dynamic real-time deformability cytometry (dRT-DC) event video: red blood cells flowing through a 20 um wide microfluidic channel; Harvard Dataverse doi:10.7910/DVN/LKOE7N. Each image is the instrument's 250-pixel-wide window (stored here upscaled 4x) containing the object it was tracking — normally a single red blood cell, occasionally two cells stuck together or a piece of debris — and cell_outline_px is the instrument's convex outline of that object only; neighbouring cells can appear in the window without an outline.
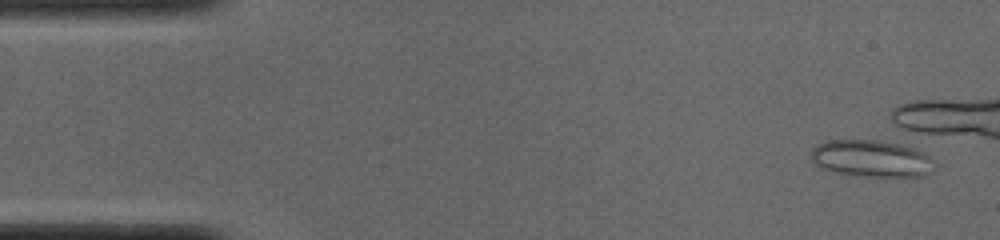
{"species": "common noctule bat (a hibernating species)", "species_latin": "Nyctalus noctula", "temperature_condition": "cold", "stored_images_in_passage": 2, "camera_frame_rate_fps": 3000, "um_per_image_px": 0.085, "animal": {"sex": "male", "body_mass_g": 19.0, "forearm_length_mm": 50.8}, "frame": {"image": 1, "passage_image": 2, "time_ms": 0.333, "image_size_px": [1000, 240], "cell_outline_px": [[932, 160], [928, 172], [920, 176], [872, 176], [836, 172], [824, 168], [816, 164], [812, 160], [812, 148], [816, 144], [828, 140], [880, 140], [904, 144], [924, 152]], "centroid_in_image_um": [74.03, 13.44], "position_along_channel_um": 11.0, "area_um2": 26.01}}